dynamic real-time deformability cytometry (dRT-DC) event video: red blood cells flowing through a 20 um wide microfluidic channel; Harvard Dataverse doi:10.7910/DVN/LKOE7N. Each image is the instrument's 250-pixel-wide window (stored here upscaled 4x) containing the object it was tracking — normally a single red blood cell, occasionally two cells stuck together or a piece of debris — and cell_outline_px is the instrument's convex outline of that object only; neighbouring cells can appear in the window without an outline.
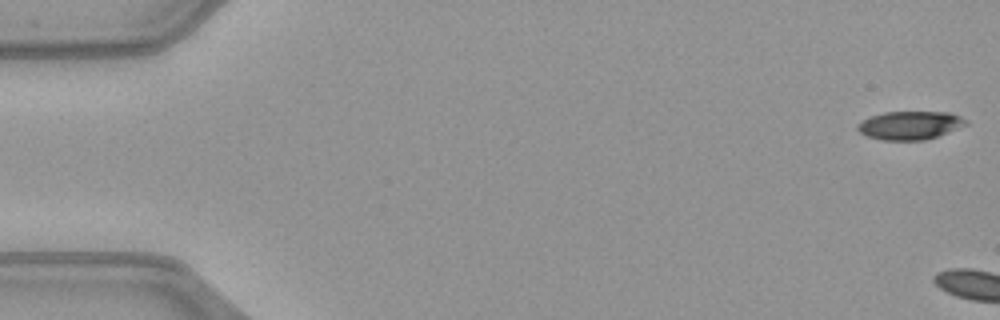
{"species": "common noctule bat (a hibernating species)", "species_latin": "Nyctalus noctula", "temperature_condition": "warm", "stored_images_in_passage": 4, "camera_frame_rate_fps": 3000, "um_per_image_px": 0.085, "animal": {"sex": "female", "body_mass_g": 21.9}, "frame": {"image": 1, "passage_image": 1, "time_ms": 0.0, "image_size_px": [1000, 320], "cell_outline_px": [[968, 124], [948, 132], [924, 140], [880, 140], [868, 136], [860, 132], [856, 128], [856, 124], [872, 116], [884, 112], [952, 112], [968, 120]], "centroid_in_image_um": [77.36, 10.65], "position_along_channel_um": 7.6, "area_um2": 17.86}}